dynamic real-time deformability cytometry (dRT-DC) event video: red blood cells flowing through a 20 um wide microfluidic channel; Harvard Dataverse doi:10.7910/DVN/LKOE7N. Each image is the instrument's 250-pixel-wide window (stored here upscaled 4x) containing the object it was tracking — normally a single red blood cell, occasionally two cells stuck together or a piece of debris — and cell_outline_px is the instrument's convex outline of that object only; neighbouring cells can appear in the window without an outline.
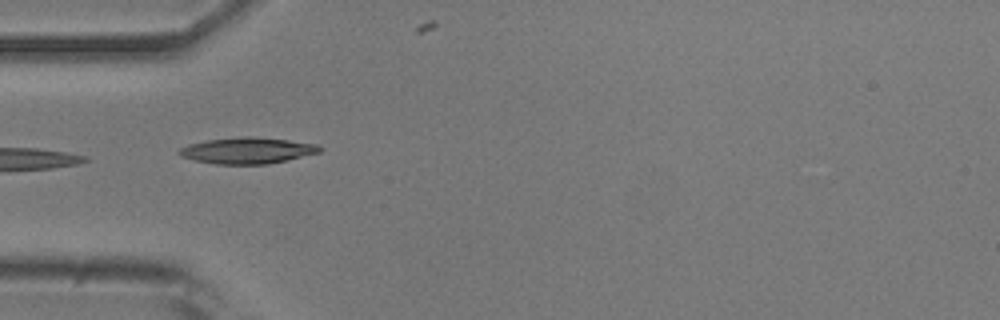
{"species": "common noctule bat (a hibernating species)", "species_latin": "Nyctalus noctula", "temperature_condition": "room temperature", "stored_images_in_passage": 24, "camera_frame_rate_fps": 3000, "um_per_image_px": 0.085, "animal": {"sex": "male", "body_mass_g": 20.5, "forearm_length_mm": 52.5}, "frame": {"image": 1, "passage_image": 1, "time_ms": 0.0, "image_size_px": [1000, 320], "cell_outline_px": [[324, 148], [320, 152], [268, 164], [216, 164], [196, 160], [180, 156], [176, 152], [180, 148], [188, 144], [208, 140], [248, 136], [252, 136], [288, 140], [316, 144]], "centroid_in_image_um": [21.02, 12.79], "position_along_channel_um": 64.0, "area_um2": 21.27}}